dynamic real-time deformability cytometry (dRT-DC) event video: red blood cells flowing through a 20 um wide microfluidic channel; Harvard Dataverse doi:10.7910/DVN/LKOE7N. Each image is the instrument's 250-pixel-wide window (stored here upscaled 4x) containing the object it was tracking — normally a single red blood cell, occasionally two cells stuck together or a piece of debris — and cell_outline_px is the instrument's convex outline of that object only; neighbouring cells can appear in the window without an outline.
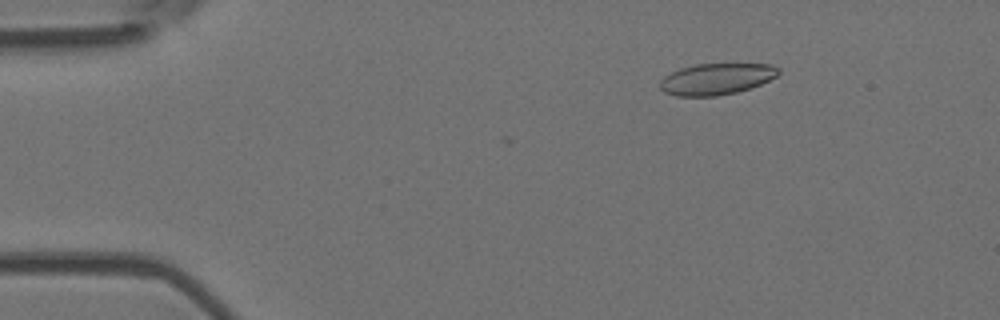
{"species": "Egyptian fruit bat (a non-hibernating species)", "species_latin": "Rousettus aegyptiacus", "temperature_condition": "room temperature", "stored_images_in_passage": 49, "camera_frame_rate_fps": 3000, "um_per_image_px": 0.085, "animal": {"sex": "female"}, "frame": {"image": 1, "passage_image": 3, "time_ms": 0.667, "image_size_px": [1000, 320], "cell_outline_px": [[780, 72], [776, 76], [760, 84], [736, 92], [716, 96], [676, 96], [664, 92], [660, 88], [660, 80], [664, 76], [680, 68], [696, 64], [772, 64], [780, 68]], "centroid_in_image_um": [60.88, 6.71], "position_along_channel_um": 24.1, "area_um2": 21.56}}
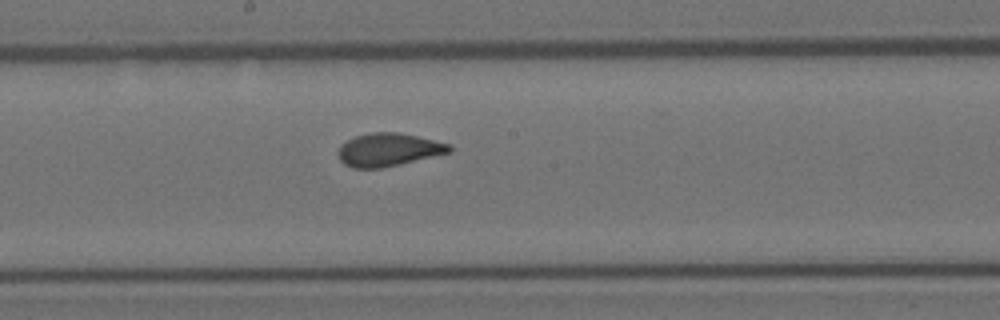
{"frame": {"image": 2, "passage_image": 24, "time_ms": 7.667, "image_size_px": [1000, 320], "cell_outline_px": [[452, 152], [400, 164], [380, 168], [352, 168], [344, 164], [340, 160], [340, 144], [356, 136], [372, 132], [400, 132], [452, 144]], "centroid_in_image_um": [33.06, 12.72], "position_along_channel_um": 215.1, "area_um2": 21.39}}
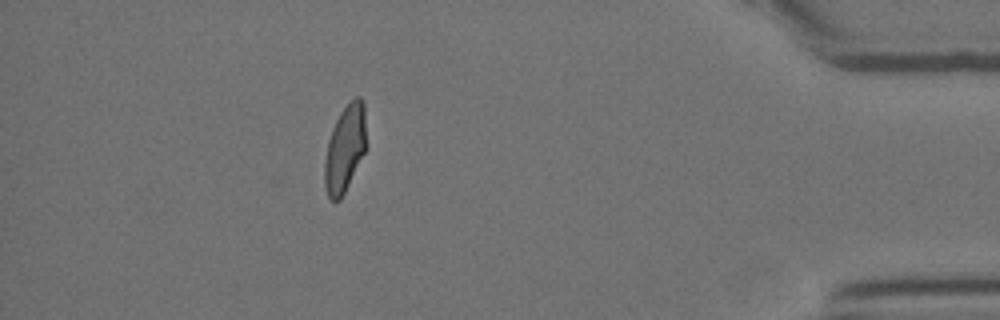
{"frame": {"image": 3, "passage_image": 43, "time_ms": 14.0, "image_size_px": [1000, 320], "cell_outline_px": [[364, 152], [340, 200], [332, 200], [328, 196], [324, 188], [324, 164], [328, 140], [332, 128], [340, 112], [356, 96], [360, 96], [364, 100]], "centroid_in_image_um": [29.28, 12.63], "position_along_channel_um": 405.9, "area_um2": 20.52}, "authors_computed_cell_mechanics": {"area_um2": 21.8484, "velocity_mm_per_s": 3.7849, "shape_relaxation_time_tau1_ms": 7.4012, "shape_relaxation_time_tau2_ms": 1.0639, "deformation_change_tau1": 0.1942, "deformation_change_tau2": 0.0534}}